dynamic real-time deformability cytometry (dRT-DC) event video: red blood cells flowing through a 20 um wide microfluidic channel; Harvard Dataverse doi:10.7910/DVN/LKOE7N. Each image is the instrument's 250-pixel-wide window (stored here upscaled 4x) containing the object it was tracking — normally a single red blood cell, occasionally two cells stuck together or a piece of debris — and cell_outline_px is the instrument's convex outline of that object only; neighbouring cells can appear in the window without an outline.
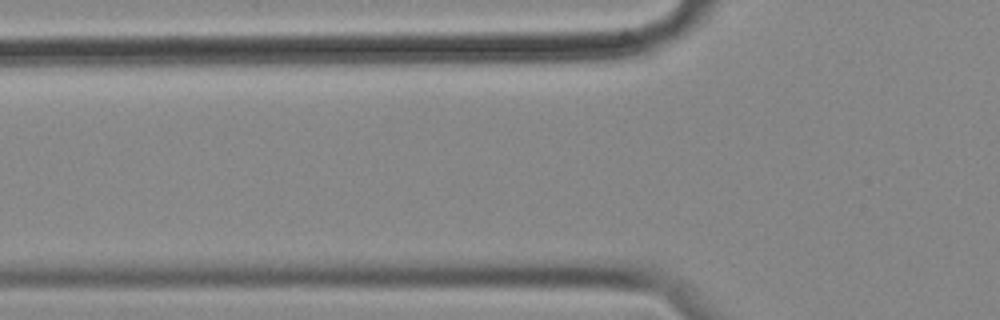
{"species": "common noctule bat (a hibernating species)", "species_latin": "Nyctalus noctula", "temperature_condition": "cold", "stored_images_in_passage": 3, "camera_frame_rate_fps": 3000, "um_per_image_px": 0.085, "animal": {"sex": "female", "body_mass_g": 18.4}, "frame": {"image": 1, "passage_image": 2, "time_ms": 0.333, "image_size_px": [1000, 320], "cell_outline_px": [[604, 56], [596, 60], [576, 68], [400, 64], [404, 60], [480, 48], [592, 48]], "centroid_in_image_um": [43.64, 4.91], "position_along_channel_um": 82.2, "area_um2": 21.73}}